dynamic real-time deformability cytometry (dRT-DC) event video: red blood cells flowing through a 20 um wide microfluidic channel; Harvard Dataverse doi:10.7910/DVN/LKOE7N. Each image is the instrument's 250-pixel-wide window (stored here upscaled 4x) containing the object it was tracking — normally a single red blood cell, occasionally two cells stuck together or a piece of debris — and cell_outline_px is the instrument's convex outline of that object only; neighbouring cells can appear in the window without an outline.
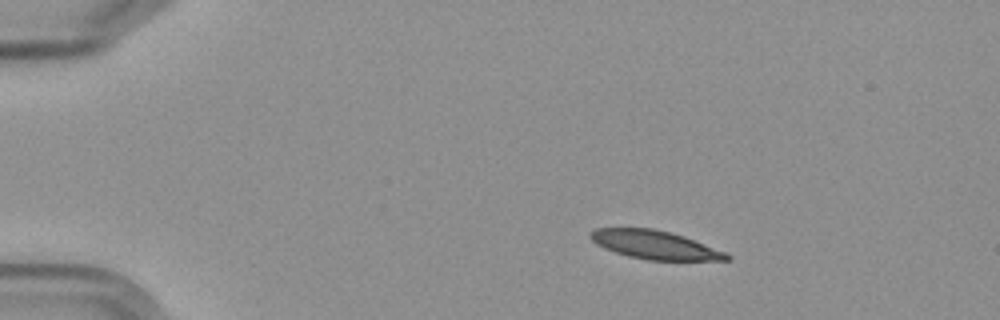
{"species": "Egyptian fruit bat (a non-hibernating species)", "species_latin": "Rousettus aegyptiacus", "temperature_condition": "cold", "stored_images_in_passage": 5, "camera_frame_rate_fps": 3000, "um_per_image_px": 0.085, "frame": {"image": 1, "passage_image": 3, "time_ms": 2.333, "image_size_px": [1000, 320], "cell_outline_px": [[732, 260], [648, 260], [628, 256], [604, 248], [596, 244], [588, 236], [596, 228], [652, 228], [684, 236], [724, 252], [732, 256]], "centroid_in_image_um": [55.65, 20.81], "position_along_channel_um": 29.4, "area_um2": 22.37}}